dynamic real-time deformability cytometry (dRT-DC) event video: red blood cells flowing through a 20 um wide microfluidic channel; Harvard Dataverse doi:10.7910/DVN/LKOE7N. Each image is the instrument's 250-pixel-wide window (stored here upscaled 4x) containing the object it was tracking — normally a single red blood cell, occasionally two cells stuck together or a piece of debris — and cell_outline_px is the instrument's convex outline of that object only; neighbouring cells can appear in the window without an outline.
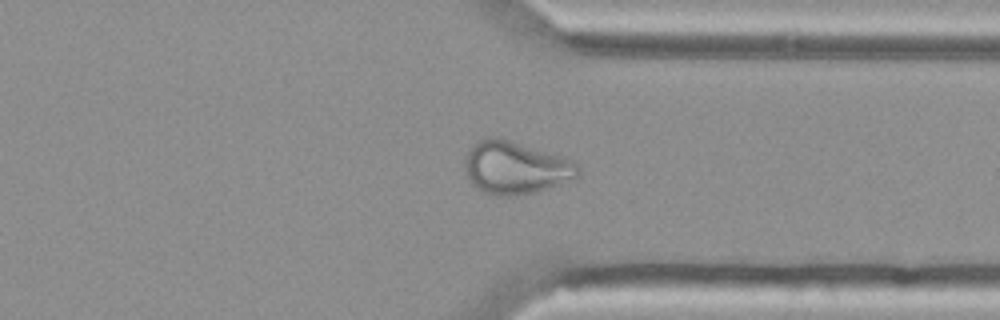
{"species": "Egyptian fruit bat (a non-hibernating species)", "species_latin": "Rousettus aegyptiacus", "temperature_condition": "cold", "stored_images_in_passage": 49, "camera_frame_rate_fps": 3000, "um_per_image_px": 0.085, "animal": {"sex": "female"}, "frame": {"image": 1, "passage_image": 42, "time_ms": 13.667, "image_size_px": [1000, 320], "cell_outline_px": [[580, 176], [532, 192], [512, 196], [508, 196], [484, 192], [472, 184], [464, 168], [464, 160], [468, 152], [476, 140], [488, 136], [496, 136], [560, 156], [572, 160], [580, 168]], "centroid_in_image_um": [43.77, 14.22], "position_along_channel_um": 367.6, "area_um2": 34.16}}